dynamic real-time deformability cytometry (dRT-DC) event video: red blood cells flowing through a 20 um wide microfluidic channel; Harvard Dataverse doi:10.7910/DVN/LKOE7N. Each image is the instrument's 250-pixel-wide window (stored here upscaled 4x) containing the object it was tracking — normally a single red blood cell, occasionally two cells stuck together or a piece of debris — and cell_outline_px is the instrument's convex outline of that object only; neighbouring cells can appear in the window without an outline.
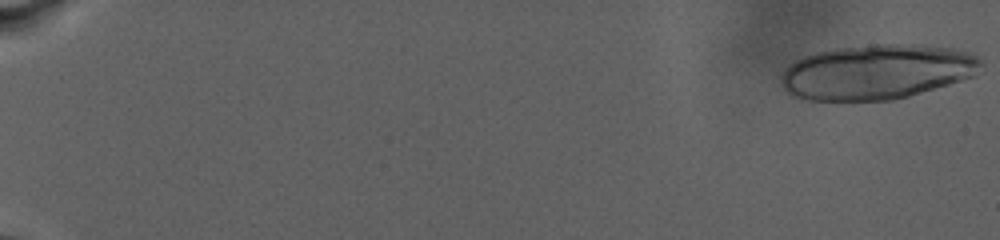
{"species": "human", "species_latin": "Homo sapiens", "temperature_condition": "warm", "stored_images_in_passage": 13, "camera_frame_rate_fps": 3000, "um_per_image_px": 0.085, "donor": {"sex": "male"}, "frame": {"image": 1, "passage_image": 1, "time_ms": 0.0, "image_size_px": [1000, 240], "cell_outline_px": [[984, 64], [976, 76], [908, 96], [892, 100], [808, 100], [796, 96], [788, 92], [780, 84], [780, 76], [796, 60], [804, 56], [816, 52], [836, 48], [872, 44], [920, 44], [952, 48], [972, 52]], "centroid_in_image_um": [74.59, 6.1], "position_along_channel_um": 10.4, "area_um2": 64.1}}